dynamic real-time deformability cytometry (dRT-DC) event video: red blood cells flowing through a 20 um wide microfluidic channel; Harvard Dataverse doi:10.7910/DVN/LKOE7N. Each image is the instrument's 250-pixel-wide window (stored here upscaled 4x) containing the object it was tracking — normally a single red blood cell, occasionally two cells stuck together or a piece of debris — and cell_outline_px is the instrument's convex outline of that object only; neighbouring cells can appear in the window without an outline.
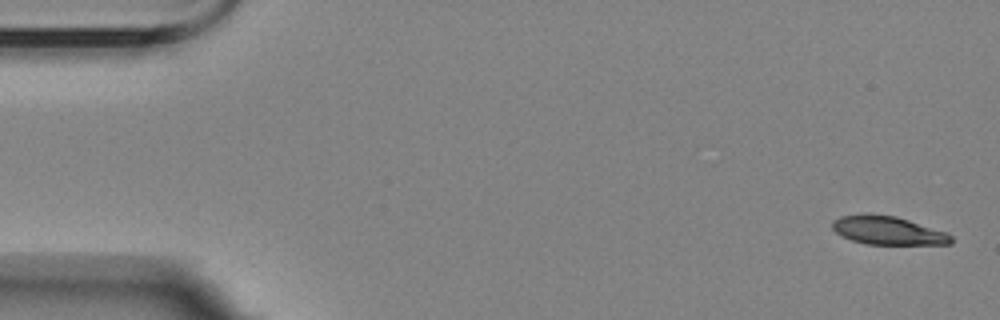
{"species": "Egyptian fruit bat (a non-hibernating species)", "species_latin": "Rousettus aegyptiacus", "temperature_condition": "room temperature", "stored_images_in_passage": 4, "camera_frame_rate_fps": 3000, "um_per_image_px": 0.085, "animal": {"sex": "female"}, "frame": {"image": 1, "passage_image": 1, "time_ms": 0.0, "image_size_px": [1000, 320], "cell_outline_px": [[952, 244], [868, 244], [852, 240], [836, 232], [832, 228], [832, 220], [840, 216], [896, 216], [944, 232], [952, 236]], "centroid_in_image_um": [75.48, 19.62], "position_along_channel_um": 9.5, "area_um2": 18.79}}